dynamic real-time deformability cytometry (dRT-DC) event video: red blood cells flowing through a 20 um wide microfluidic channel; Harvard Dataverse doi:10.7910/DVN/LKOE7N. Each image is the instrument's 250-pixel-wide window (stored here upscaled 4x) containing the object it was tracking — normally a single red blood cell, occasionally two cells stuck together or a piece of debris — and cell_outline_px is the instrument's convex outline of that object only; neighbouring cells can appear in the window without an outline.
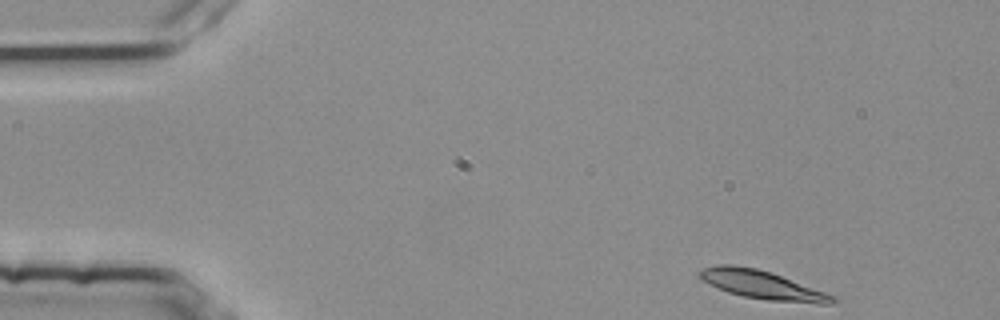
{"species": "common noctule bat (a hibernating species)", "species_latin": "Nyctalus noctula", "temperature_condition": "room temperature", "stored_images_in_passage": 3, "camera_frame_rate_fps": 3000, "um_per_image_px": 0.085, "animal": {"sex": "female", "body_mass_g": 25.1}, "frame": {"image": 1, "passage_image": 1, "time_ms": 0.0, "image_size_px": [1000, 320], "cell_outline_px": [[836, 300], [832, 304], [816, 304], [768, 300], [744, 296], [728, 292], [700, 280], [700, 272], [704, 268], [716, 264], [732, 264], [756, 268], [772, 272], [836, 296]], "centroid_in_image_um": [64.81, 24.21], "position_along_channel_um": 20.2, "area_um2": 22.08}}